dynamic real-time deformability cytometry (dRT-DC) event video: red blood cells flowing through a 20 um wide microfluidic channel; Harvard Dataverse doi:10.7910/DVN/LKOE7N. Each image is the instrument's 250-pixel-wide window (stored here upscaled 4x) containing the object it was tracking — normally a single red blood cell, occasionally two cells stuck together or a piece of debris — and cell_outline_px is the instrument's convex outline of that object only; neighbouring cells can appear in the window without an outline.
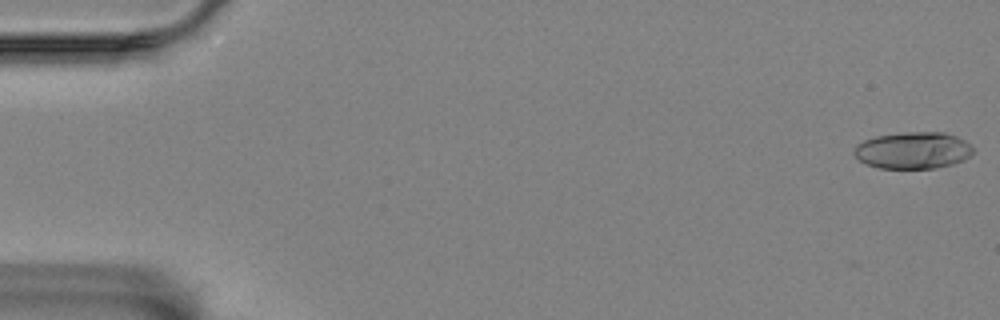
{"species": "Egyptian fruit bat (a non-hibernating species)", "species_latin": "Rousettus aegyptiacus", "temperature_condition": "room temperature", "stored_images_in_passage": 6, "camera_frame_rate_fps": 3000, "um_per_image_px": 0.085, "animal": {"sex": "female"}, "frame": {"image": 1, "passage_image": 1, "time_ms": 0.0, "image_size_px": [1000, 320], "cell_outline_px": [[972, 152], [964, 160], [952, 164], [932, 168], [880, 168], [868, 164], [860, 160], [852, 152], [856, 144], [864, 140], [876, 136], [904, 132], [944, 132], [956, 136], [964, 140], [972, 148]], "centroid_in_image_um": [77.58, 12.77], "position_along_channel_um": 7.4, "area_um2": 25.32}}